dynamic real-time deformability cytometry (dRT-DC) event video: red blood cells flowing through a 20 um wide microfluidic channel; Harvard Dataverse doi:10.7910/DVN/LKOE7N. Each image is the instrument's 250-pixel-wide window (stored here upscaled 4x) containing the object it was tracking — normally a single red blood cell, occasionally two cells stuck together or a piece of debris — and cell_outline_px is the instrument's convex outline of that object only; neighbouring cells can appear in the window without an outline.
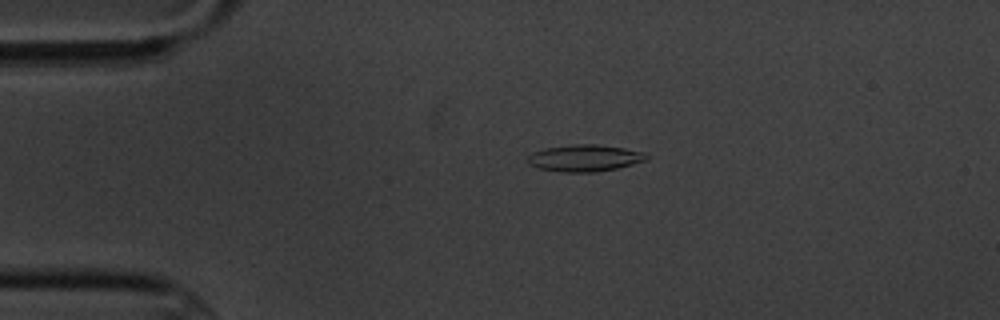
{"species": "common noctule bat (a hibernating species)", "species_latin": "Nyctalus noctula", "temperature_condition": "cold", "stored_images_in_passage": 4, "camera_frame_rate_fps": 3000, "um_per_image_px": 0.085, "animal": {"sex": "male", "body_mass_g": 20.1, "forearm_length_mm": 53.5}, "frame": {"image": 1, "passage_image": 3, "time_ms": 2.667, "image_size_px": [1000, 320], "cell_outline_px": [[648, 160], [616, 168], [596, 172], [560, 172], [536, 168], [528, 164], [528, 156], [532, 152], [544, 148], [572, 144], [596, 144], [624, 148], [644, 152], [648, 156]], "centroid_in_image_um": [49.67, 13.43], "position_along_channel_um": 35.3, "area_um2": 18.67}}